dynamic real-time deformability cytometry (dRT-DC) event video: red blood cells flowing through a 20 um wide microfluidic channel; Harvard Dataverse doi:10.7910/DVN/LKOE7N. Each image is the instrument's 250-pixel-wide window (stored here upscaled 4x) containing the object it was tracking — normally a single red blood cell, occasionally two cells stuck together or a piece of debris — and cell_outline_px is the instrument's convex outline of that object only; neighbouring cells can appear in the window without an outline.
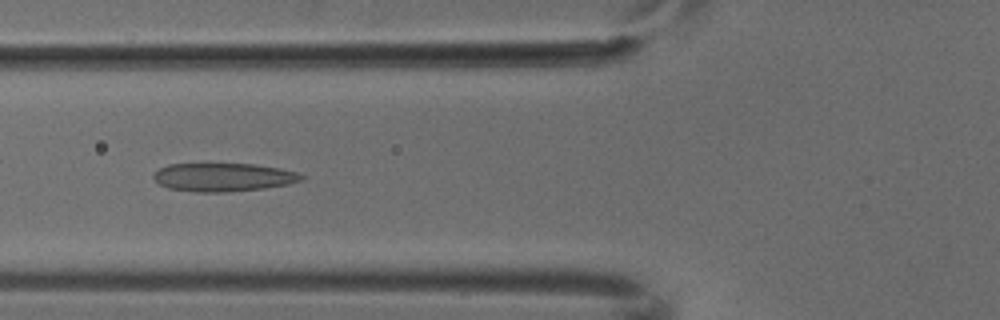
{"species": "common noctule bat (a hibernating species)", "species_latin": "Nyctalus noctula", "temperature_condition": "cold", "stored_images_in_passage": 6, "camera_frame_rate_fps": 3000, "um_per_image_px": 0.085, "animal": {"sex": "male", "body_mass_g": 18.8}, "frame": {"image": 1, "passage_image": 6, "time_ms": 1.667, "image_size_px": [1000, 320], "cell_outline_px": [[304, 176], [300, 180], [288, 184], [264, 188], [228, 192], [196, 192], [168, 188], [160, 184], [152, 176], [160, 168], [168, 164], [252, 164], [280, 168], [296, 172]], "centroid_in_image_um": [18.96, 15.06], "position_along_channel_um": 106.8, "area_um2": 24.22}}